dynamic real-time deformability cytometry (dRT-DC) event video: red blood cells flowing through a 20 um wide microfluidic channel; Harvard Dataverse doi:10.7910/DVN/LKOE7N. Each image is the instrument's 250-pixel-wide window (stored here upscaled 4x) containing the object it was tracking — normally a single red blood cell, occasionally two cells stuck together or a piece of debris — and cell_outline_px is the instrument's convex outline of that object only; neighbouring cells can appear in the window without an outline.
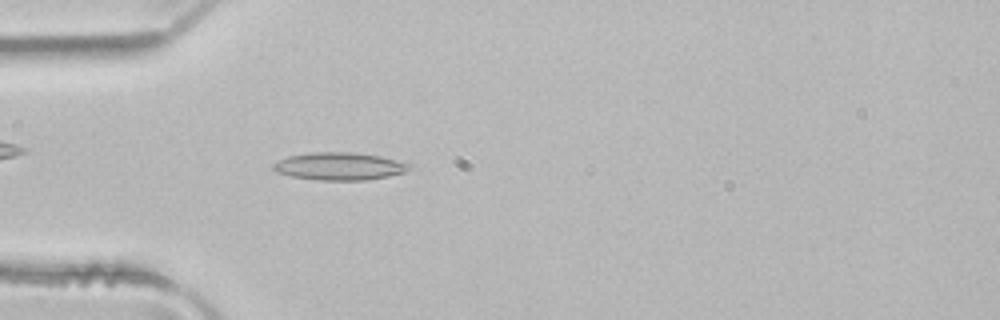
{"species": "common noctule bat (a hibernating species)", "species_latin": "Nyctalus noctula", "temperature_condition": "room temperature", "stored_images_in_passage": 49, "camera_frame_rate_fps": 3000, "um_per_image_px": 0.085, "animal": {"sex": "male", "body_mass_g": 21.5, "forearm_length_mm": 52.0}, "frame": {"image": 1, "passage_image": 14, "time_ms": 4.333, "image_size_px": [1000, 320], "cell_outline_px": [[412, 168], [404, 172], [388, 176], [368, 180], [316, 180], [292, 176], [280, 172], [272, 168], [272, 164], [276, 160], [288, 156], [312, 152], [356, 152], [380, 156], [412, 164]], "centroid_in_image_um": [28.86, 14.12], "position_along_channel_um": 56.1, "area_um2": 21.96}}
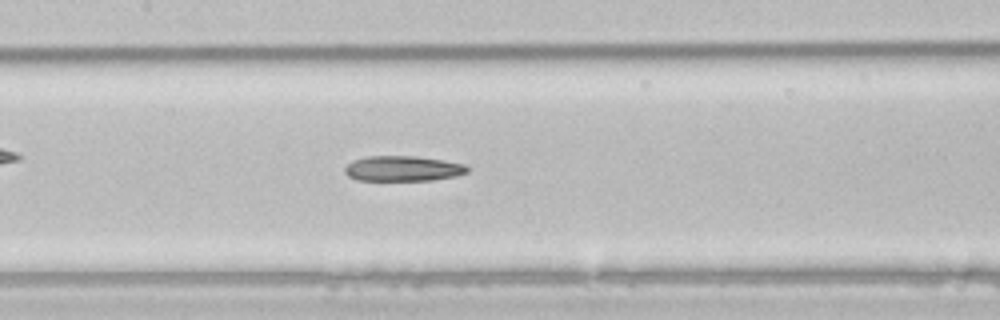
{"frame": {"image": 2, "passage_image": 23, "time_ms": 7.333, "image_size_px": [1000, 320], "cell_outline_px": [[468, 172], [456, 176], [432, 180], [356, 180], [348, 176], [344, 172], [344, 168], [352, 160], [364, 156], [416, 156], [464, 164], [468, 168]], "centroid_in_image_um": [34.19, 14.32], "position_along_channel_um": 173.2, "area_um2": 18.03}}
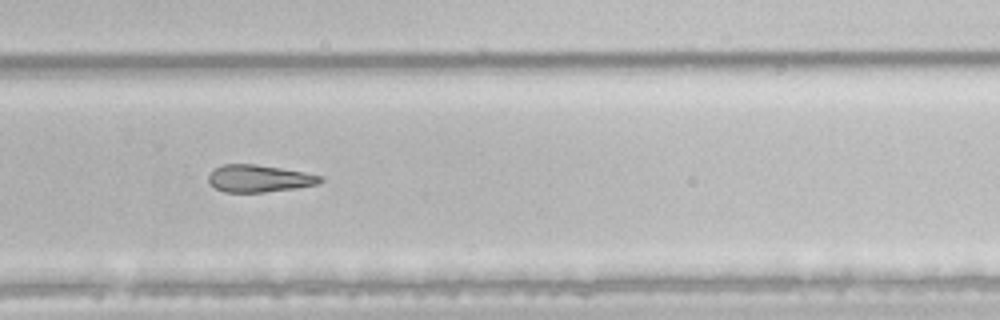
{"frame": {"image": 3, "passage_image": 33, "time_ms": 10.667, "image_size_px": [1000, 320], "cell_outline_px": [[324, 180], [320, 184], [296, 188], [264, 192], [224, 192], [208, 184], [208, 176], [216, 168], [224, 164], [256, 164], [304, 172], [320, 176]], "centroid_in_image_um": [22.02, 15.18], "position_along_channel_um": 307.8, "area_um2": 17.69}}